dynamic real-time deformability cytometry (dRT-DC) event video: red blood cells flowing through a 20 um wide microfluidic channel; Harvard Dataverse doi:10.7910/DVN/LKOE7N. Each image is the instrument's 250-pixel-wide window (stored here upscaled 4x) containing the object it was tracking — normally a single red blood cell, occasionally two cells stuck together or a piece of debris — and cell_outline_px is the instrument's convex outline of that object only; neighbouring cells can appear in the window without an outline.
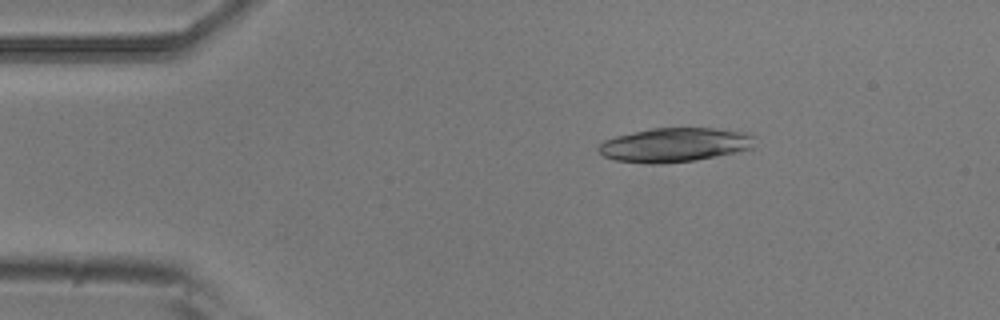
{"species": "common noctule bat (a hibernating species)", "species_latin": "Nyctalus noctula", "temperature_condition": "room temperature", "stored_images_in_passage": 6, "camera_frame_rate_fps": 3000, "um_per_image_px": 0.085, "animal": {"sex": "male", "body_mass_g": 20.5, "forearm_length_mm": 52.5}, "frame": {"image": 1, "passage_image": 3, "time_ms": 0.667, "image_size_px": [1000, 320], "cell_outline_px": [[756, 136], [752, 148], [736, 152], [696, 160], [664, 164], [648, 164], [616, 160], [604, 156], [596, 148], [604, 140], [616, 136], [652, 128], [716, 128], [752, 132]], "centroid_in_image_um": [57.4, 12.31], "position_along_channel_um": 27.6, "area_um2": 31.39}}